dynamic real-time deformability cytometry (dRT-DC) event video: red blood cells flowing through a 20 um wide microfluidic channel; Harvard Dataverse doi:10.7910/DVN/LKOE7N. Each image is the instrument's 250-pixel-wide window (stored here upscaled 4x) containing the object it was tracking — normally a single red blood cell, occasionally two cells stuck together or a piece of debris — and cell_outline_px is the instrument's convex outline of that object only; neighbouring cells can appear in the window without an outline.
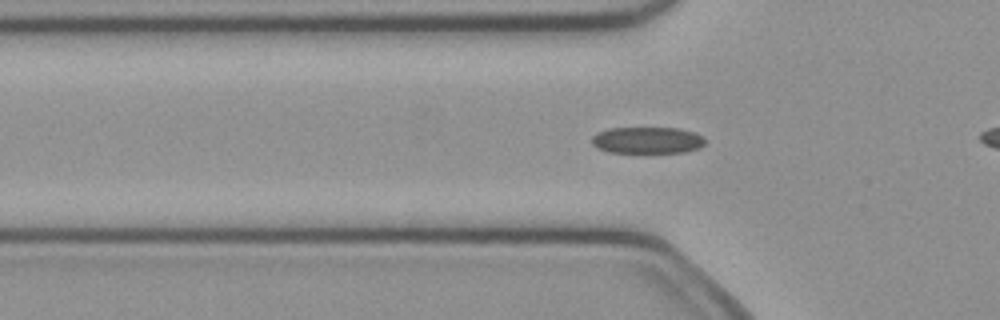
{"species": "common noctule bat (a hibernating species)", "species_latin": "Nyctalus noctula", "temperature_condition": "cold", "stored_images_in_passage": 32, "camera_frame_rate_fps": 3000, "um_per_image_px": 0.085, "animal": {"sex": "female", "body_mass_g": 21.9}, "frame": {"image": 1, "passage_image": 7, "time_ms": 2.0, "image_size_px": [1000, 320], "cell_outline_px": [[704, 144], [700, 148], [684, 152], [644, 156], [608, 152], [596, 148], [592, 144], [592, 136], [596, 132], [608, 128], [680, 128], [696, 132], [704, 136]], "centroid_in_image_um": [55.01, 11.97], "position_along_channel_um": 70.8, "area_um2": 18.84}}
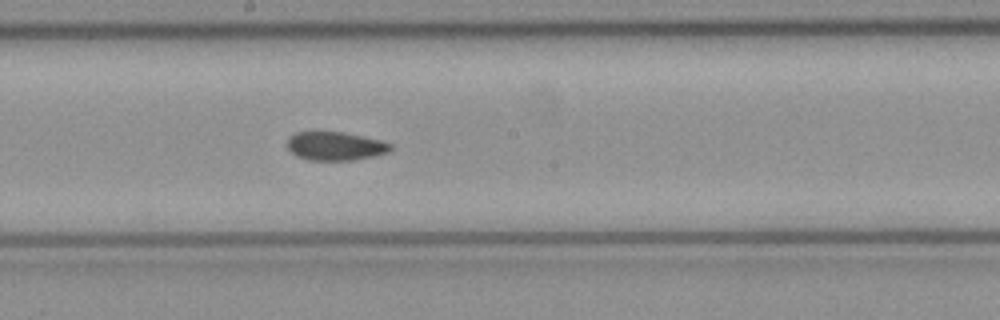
{"frame": {"image": 2, "passage_image": 18, "time_ms": 5.667, "image_size_px": [1000, 320], "cell_outline_px": [[392, 148], [388, 152], [356, 160], [308, 160], [296, 156], [288, 148], [288, 136], [296, 132], [344, 132], [380, 140], [392, 144]], "centroid_in_image_um": [28.49, 12.42], "position_along_channel_um": 219.7, "area_um2": 17.17}}
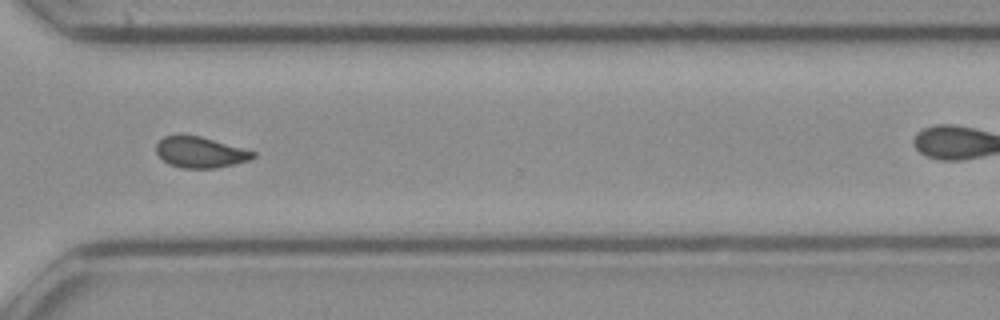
{"frame": {"image": 3, "passage_image": 28, "time_ms": 9.0, "image_size_px": [1000, 320], "cell_outline_px": [[256, 156], [248, 160], [216, 168], [184, 168], [168, 164], [156, 152], [156, 144], [164, 136], [200, 136], [256, 152]], "centroid_in_image_um": [17.01, 12.95], "position_along_channel_um": 353.6, "area_um2": 17.05}}